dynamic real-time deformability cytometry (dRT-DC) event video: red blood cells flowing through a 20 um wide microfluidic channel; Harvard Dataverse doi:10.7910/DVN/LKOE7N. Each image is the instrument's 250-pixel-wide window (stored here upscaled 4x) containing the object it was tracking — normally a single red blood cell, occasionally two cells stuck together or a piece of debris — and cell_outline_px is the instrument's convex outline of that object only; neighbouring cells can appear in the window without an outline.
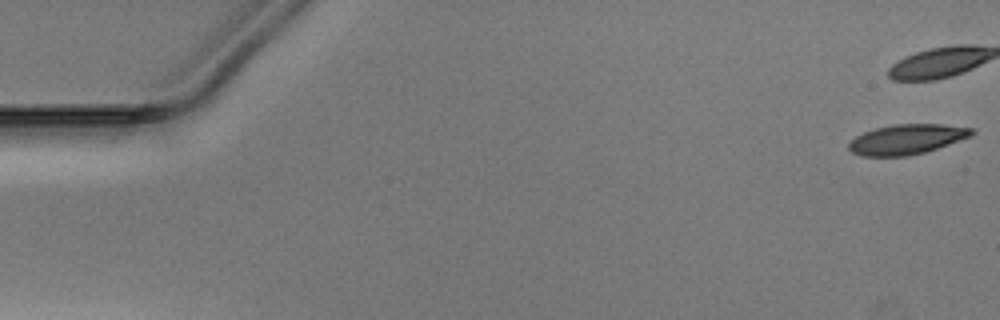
{"species": "Egyptian fruit bat (a non-hibernating species)", "species_latin": "Rousettus aegyptiacus", "temperature_condition": "warm", "stored_images_in_passage": 41, "camera_frame_rate_fps": 3000, "um_per_image_px": 0.085, "animal": {"sex": "male"}, "frame": {"image": 1, "passage_image": 1, "time_ms": 0.0, "image_size_px": [1000, 320], "cell_outline_px": [[976, 132], [972, 136], [924, 152], [908, 156], [864, 156], [852, 152], [848, 148], [848, 144], [856, 136], [864, 132], [876, 128], [892, 124], [940, 124], [976, 128]], "centroid_in_image_um": [77.11, 11.83], "position_along_channel_um": 7.9, "area_um2": 21.44}}
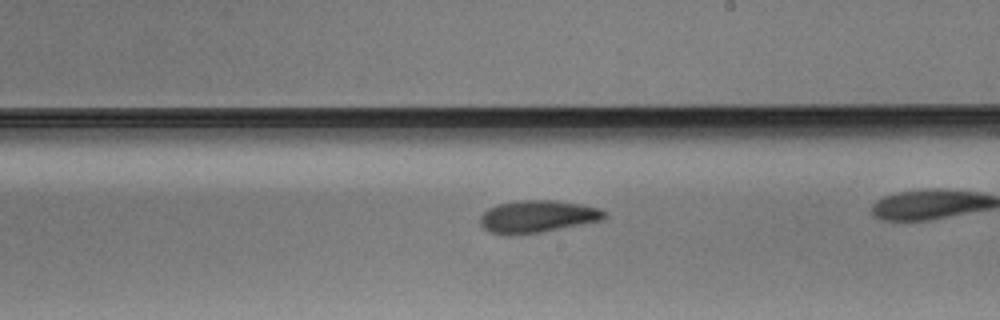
{"frame": {"image": 2, "passage_image": 30, "time_ms": 9.667, "image_size_px": [1000, 320], "cell_outline_px": [[608, 216], [604, 220], [540, 232], [512, 236], [508, 236], [492, 232], [484, 228], [480, 224], [480, 216], [488, 208], [496, 204], [520, 200], [556, 200], [580, 204], [600, 208], [608, 212]], "centroid_in_image_um": [45.71, 18.4], "position_along_channel_um": 243.3, "area_um2": 23.7}}